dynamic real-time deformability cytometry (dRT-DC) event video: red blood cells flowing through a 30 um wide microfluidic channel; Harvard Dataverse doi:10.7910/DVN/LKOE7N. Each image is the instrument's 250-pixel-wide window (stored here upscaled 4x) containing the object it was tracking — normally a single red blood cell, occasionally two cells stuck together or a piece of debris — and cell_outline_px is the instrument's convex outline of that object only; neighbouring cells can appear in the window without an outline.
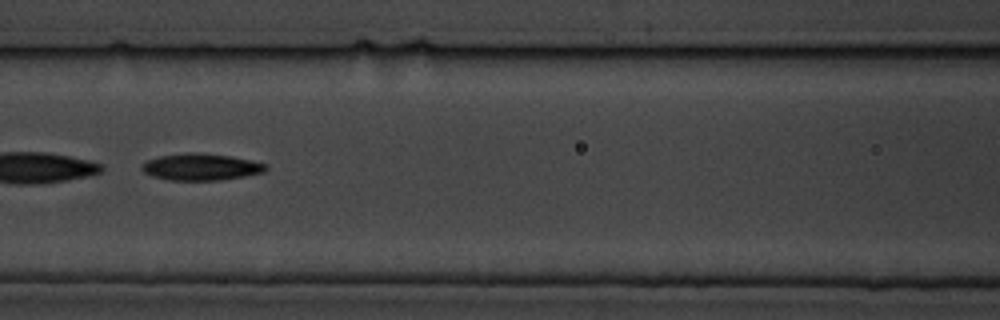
{"species": "common noctule bat (a hibernating species)", "species_latin": "Nyctalus noctula", "temperature_condition": "cold", "stored_images_in_passage": 10, "camera_frame_rate_fps": 3000, "um_per_image_px": 0.085, "animal": {"sex": "male", "body_mass_g": 19.5, "forearm_length_mm": 54.6}, "frame": {"image": 1, "passage_image": 6, "time_ms": 5.667, "image_size_px": [1000, 320], "cell_outline_px": [[268, 168], [264, 172], [244, 176], [220, 180], [168, 180], [152, 176], [144, 172], [140, 168], [148, 160], [160, 156], [188, 152], [196, 152], [228, 156], [268, 164]], "centroid_in_image_um": [17.08, 14.19], "position_along_channel_um": 149.5, "area_um2": 19.13}}